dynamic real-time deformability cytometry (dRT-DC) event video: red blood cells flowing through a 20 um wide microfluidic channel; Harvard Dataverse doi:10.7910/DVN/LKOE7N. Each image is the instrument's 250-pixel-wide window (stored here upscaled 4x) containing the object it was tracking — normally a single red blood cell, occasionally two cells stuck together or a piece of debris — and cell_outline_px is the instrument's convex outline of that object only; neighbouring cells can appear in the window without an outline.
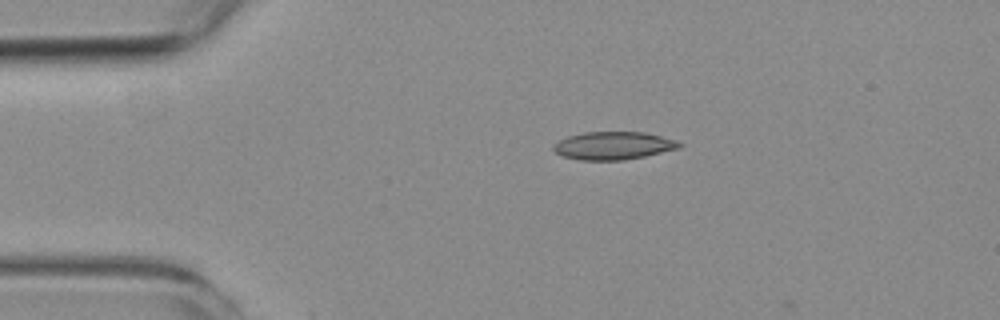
{"species": "common noctule bat (a hibernating species)", "species_latin": "Nyctalus noctula", "temperature_condition": "room temperature", "stored_images_in_passage": 5, "camera_frame_rate_fps": 3000, "um_per_image_px": 0.085, "animal": {"sex": "female", "body_mass_g": 19.3, "forearm_length_mm": 54.1}, "frame": {"image": 1, "passage_image": 3, "time_ms": 2.333, "image_size_px": [1000, 320], "cell_outline_px": [[684, 144], [680, 148], [644, 156], [624, 160], [580, 160], [564, 156], [556, 152], [552, 148], [560, 140], [568, 136], [584, 132], [644, 132], [676, 140]], "centroid_in_image_um": [52.17, 12.38], "position_along_channel_um": 32.8, "area_um2": 20.29}}
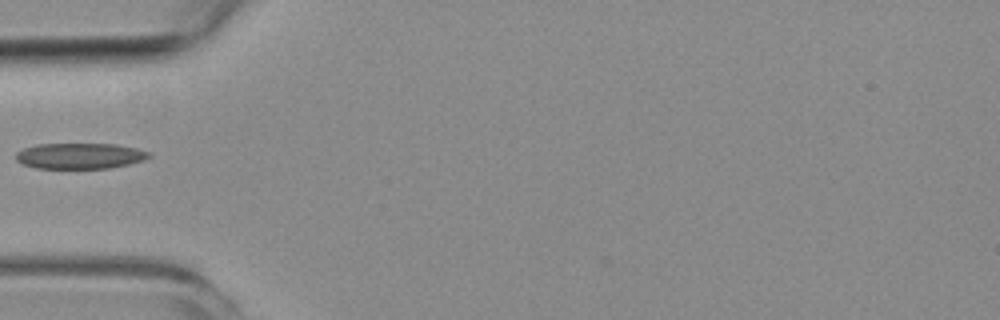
{"frame": {"image": 2, "passage_image": 5, "time_ms": 4.667, "image_size_px": [1000, 320], "cell_outline_px": [[152, 156], [144, 160], [128, 164], [108, 168], [36, 168], [24, 164], [16, 160], [16, 152], [24, 148], [36, 144], [116, 144], [136, 148], [152, 152]], "centroid_in_image_um": [6.82, 13.24], "position_along_channel_um": 78.2, "area_um2": 20.0}}